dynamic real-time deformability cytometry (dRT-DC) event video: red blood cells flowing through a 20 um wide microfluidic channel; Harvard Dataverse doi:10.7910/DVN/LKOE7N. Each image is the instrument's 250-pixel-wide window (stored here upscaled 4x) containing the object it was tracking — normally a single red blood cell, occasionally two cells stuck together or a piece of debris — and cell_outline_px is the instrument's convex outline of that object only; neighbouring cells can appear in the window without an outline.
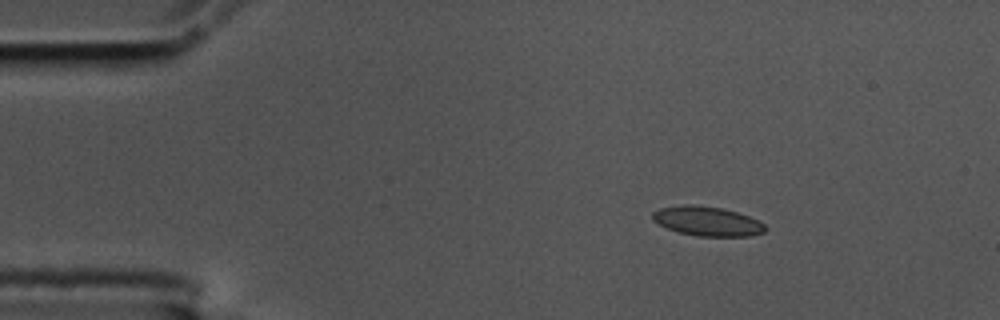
{"species": "common noctule bat (a hibernating species)", "species_latin": "Nyctalus noctula", "temperature_condition": "cold", "stored_images_in_passage": 49, "camera_frame_rate_fps": 3000, "um_per_image_px": 0.085, "animal": {"sex": "male", "body_mass_g": 17.5, "forearm_length_mm": 52.3}, "frame": {"image": 1, "passage_image": 1, "time_ms": 0.0, "image_size_px": [1000, 320], "cell_outline_px": [[768, 228], [764, 232], [752, 236], [696, 236], [680, 232], [668, 228], [652, 220], [652, 212], [660, 208], [684, 204], [696, 204], [720, 208], [736, 212], [760, 220]], "centroid_in_image_um": [60.14, 18.8], "position_along_channel_um": 24.9, "area_um2": 19.36}}
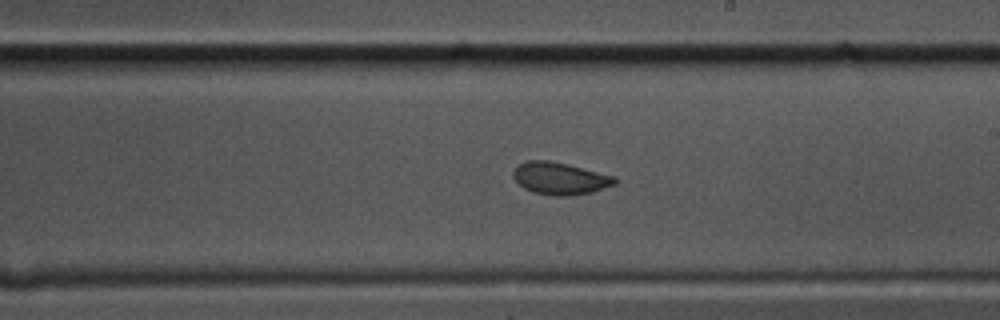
{"frame": {"image": 2, "passage_image": 25, "time_ms": 8.0, "image_size_px": [1000, 320], "cell_outline_px": [[620, 180], [616, 184], [592, 192], [572, 196], [552, 196], [532, 192], [524, 188], [512, 176], [512, 172], [520, 164], [528, 160], [552, 160], [616, 176]], "centroid_in_image_um": [47.64, 15.17], "position_along_channel_um": 241.4, "area_um2": 19.36}}
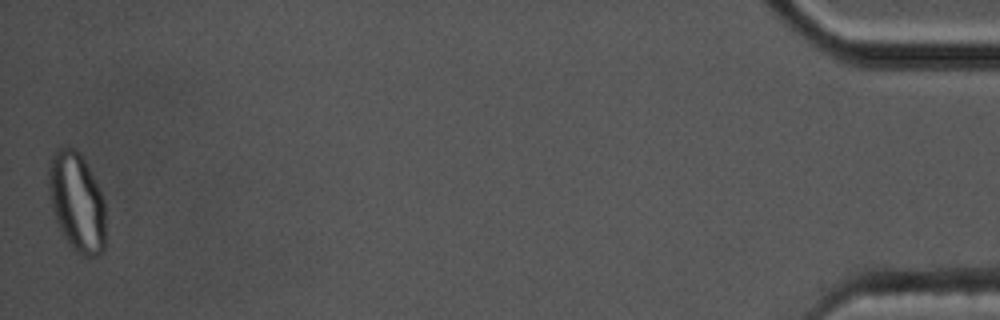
{"frame": {"image": 3, "passage_image": 49, "time_ms": 16.0, "image_size_px": [1000, 320], "cell_outline_px": [[104, 252], [100, 256], [80, 256], [68, 244], [56, 220], [52, 208], [48, 184], [48, 168], [52, 156], [56, 148], [76, 148], [80, 152], [104, 200]], "centroid_in_image_um": [6.52, 17.2], "position_along_channel_um": 428.7, "area_um2": 32.66}, "authors_computed_cell_mechanics": {"area_um2": 19.2474, "velocity_mm_per_s": 3.5217, "shape_relaxation_time_tau1_ms": 6.7452, "shape_relaxation_time_tau2_ms": 1.3538, "deformation_change_tau1": 0.1348, "deformation_change_tau2": 0.0544}}